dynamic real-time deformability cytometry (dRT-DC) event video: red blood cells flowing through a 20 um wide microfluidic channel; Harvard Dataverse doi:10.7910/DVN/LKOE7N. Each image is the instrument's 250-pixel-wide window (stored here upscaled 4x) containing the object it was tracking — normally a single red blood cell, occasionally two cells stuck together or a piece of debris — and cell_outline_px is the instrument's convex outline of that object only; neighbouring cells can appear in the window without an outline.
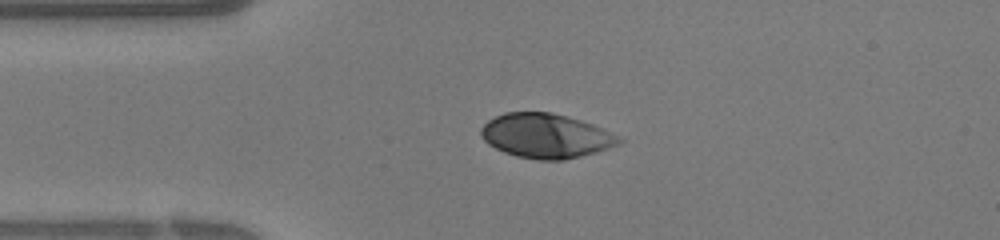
{"species": "human", "species_latin": "Homo sapiens", "temperature_condition": "warm", "stored_images_in_passage": 31, "camera_frame_rate_fps": 3000, "um_per_image_px": 0.085, "donor": {"sex": "female"}, "frame": {"image": 1, "passage_image": 1, "time_ms": 0.0, "image_size_px": [1000, 240], "cell_outline_px": [[624, 140], [620, 144], [596, 152], [564, 160], [536, 160], [516, 156], [504, 152], [488, 144], [480, 136], [480, 128], [488, 120], [504, 112], [552, 112], [580, 120], [592, 124], [620, 136]], "centroid_in_image_um": [46.39, 11.55], "position_along_channel_um": 38.6, "area_um2": 35.84}}
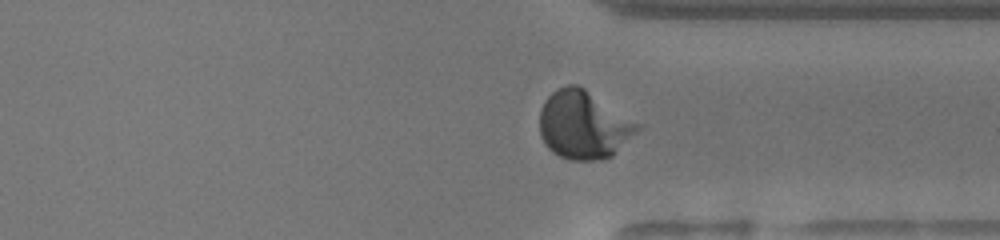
{"frame": {"image": 2, "passage_image": 21, "time_ms": 6.667, "image_size_px": [1000, 240], "cell_outline_px": [[640, 128], [612, 156], [600, 160], [568, 160], [552, 152], [544, 144], [540, 136], [540, 108], [544, 100], [552, 92], [568, 84], [580, 84], [640, 124]], "centroid_in_image_um": [49.58, 10.61], "position_along_channel_um": 361.8, "area_um2": 38.96}}
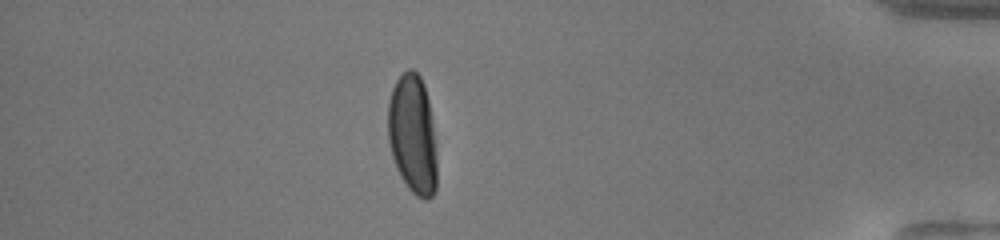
{"frame": {"image": 3, "passage_image": 26, "time_ms": 8.333, "image_size_px": [1000, 240], "cell_outline_px": [[436, 188], [432, 196], [428, 200], [424, 200], [416, 196], [408, 188], [400, 176], [396, 168], [392, 156], [388, 140], [388, 104], [392, 88], [396, 80], [408, 68], [412, 68], [420, 76], [424, 84], [428, 100], [432, 124], [436, 156]], "centroid_in_image_um": [35.06, 11.45], "position_along_channel_um": 400.1, "area_um2": 34.04}}